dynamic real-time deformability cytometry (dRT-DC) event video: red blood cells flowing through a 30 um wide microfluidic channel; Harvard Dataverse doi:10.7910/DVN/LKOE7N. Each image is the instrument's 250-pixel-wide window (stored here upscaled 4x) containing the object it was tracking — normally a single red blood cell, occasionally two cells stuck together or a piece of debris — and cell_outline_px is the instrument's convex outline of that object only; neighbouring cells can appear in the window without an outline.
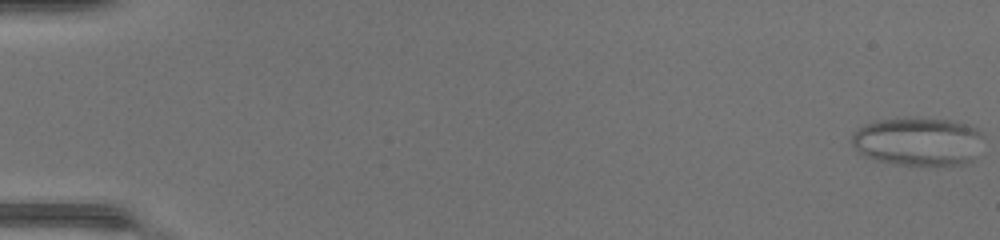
{"species": "common noctule bat (a hibernating species)", "species_latin": "Nyctalus noctula", "temperature_condition": "warm", "stored_images_in_passage": 49, "camera_frame_rate_fps": 3000, "um_per_image_px": 0.085, "animal": {"sex": "female", "body_mass_g": 17.0, "forearm_length_mm": 48.0}, "frame": {"image": 1, "passage_image": 1, "time_ms": 0.0, "image_size_px": [1000, 240], "cell_outline_px": [[980, 136], [972, 164], [896, 164], [872, 160], [864, 156], [852, 144], [852, 132], [864, 124], [872, 120], [912, 116], [920, 116], [952, 120], [968, 124], [976, 128], [980, 132]], "centroid_in_image_um": [77.96, 11.98], "position_along_channel_um": 7.0, "area_um2": 37.57}}
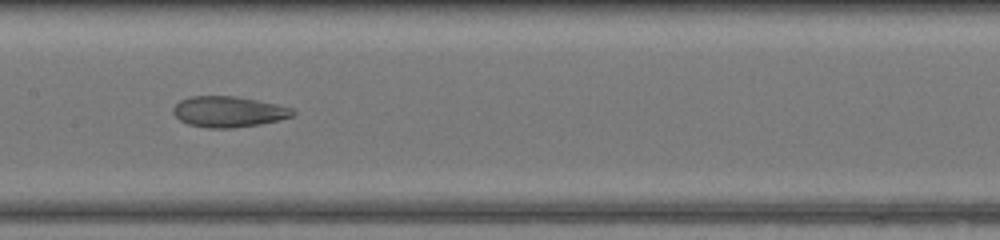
{"frame": {"image": 2, "passage_image": 26, "time_ms": 8.333, "image_size_px": [1000, 240], "cell_outline_px": [[296, 112], [292, 116], [280, 120], [260, 124], [232, 128], [208, 128], [188, 124], [180, 120], [172, 112], [172, 108], [180, 100], [192, 96], [236, 96], [276, 104], [292, 108]], "centroid_in_image_um": [19.42, 9.5], "position_along_channel_um": 188.0, "area_um2": 21.44}}
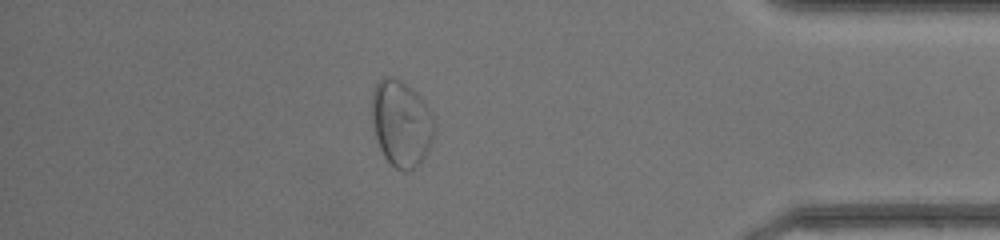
{"frame": {"image": 3, "passage_image": 43, "time_ms": 14.0, "image_size_px": [1000, 240], "cell_outline_px": [[436, 128], [432, 140], [420, 164], [416, 168], [404, 172], [396, 168], [384, 156], [376, 140], [372, 120], [372, 92], [376, 84], [384, 76], [396, 76], [412, 88], [420, 96], [428, 108], [432, 116]], "centroid_in_image_um": [34.1, 10.47], "position_along_channel_um": 401.1, "area_um2": 31.56}}